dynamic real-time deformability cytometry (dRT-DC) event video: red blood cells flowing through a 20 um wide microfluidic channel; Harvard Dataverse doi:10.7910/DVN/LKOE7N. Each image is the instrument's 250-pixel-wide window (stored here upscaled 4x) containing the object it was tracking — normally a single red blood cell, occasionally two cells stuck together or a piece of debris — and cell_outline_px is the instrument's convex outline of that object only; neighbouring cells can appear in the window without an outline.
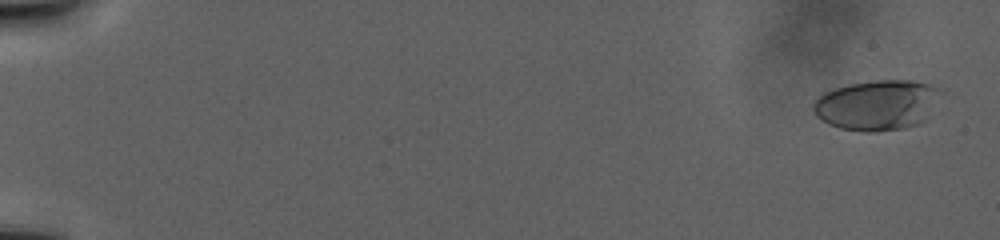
{"species": "human", "species_latin": "Homo sapiens", "temperature_condition": "warm", "stored_images_in_passage": 51, "camera_frame_rate_fps": 3000, "um_per_image_px": 0.085, "donor": {"sex": "male"}, "frame": {"image": 1, "passage_image": 6, "time_ms": 1.667, "image_size_px": [1000, 240], "cell_outline_px": [[944, 92], [928, 120], [920, 124], [908, 128], [876, 132], [864, 132], [840, 128], [828, 124], [816, 116], [812, 108], [812, 104], [824, 92], [848, 84], [876, 80], [912, 80], [928, 84]], "centroid_in_image_um": [74.62, 8.94], "position_along_channel_um": 10.4, "area_um2": 38.03}}
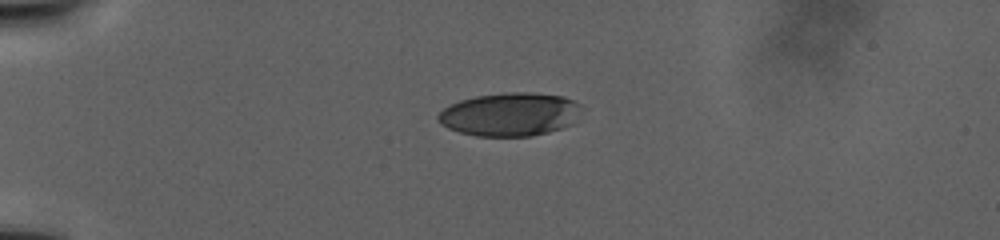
{"frame": {"image": 2, "passage_image": 37, "time_ms": 13.0, "image_size_px": [1000, 240], "cell_outline_px": [[580, 104], [572, 124], [564, 128], [532, 136], [476, 136], [460, 132], [448, 128], [440, 124], [436, 116], [444, 108], [460, 100], [476, 96], [504, 92], [532, 92], [564, 96]], "centroid_in_image_um": [43.32, 9.72], "position_along_channel_um": 41.7, "area_um2": 36.18}}